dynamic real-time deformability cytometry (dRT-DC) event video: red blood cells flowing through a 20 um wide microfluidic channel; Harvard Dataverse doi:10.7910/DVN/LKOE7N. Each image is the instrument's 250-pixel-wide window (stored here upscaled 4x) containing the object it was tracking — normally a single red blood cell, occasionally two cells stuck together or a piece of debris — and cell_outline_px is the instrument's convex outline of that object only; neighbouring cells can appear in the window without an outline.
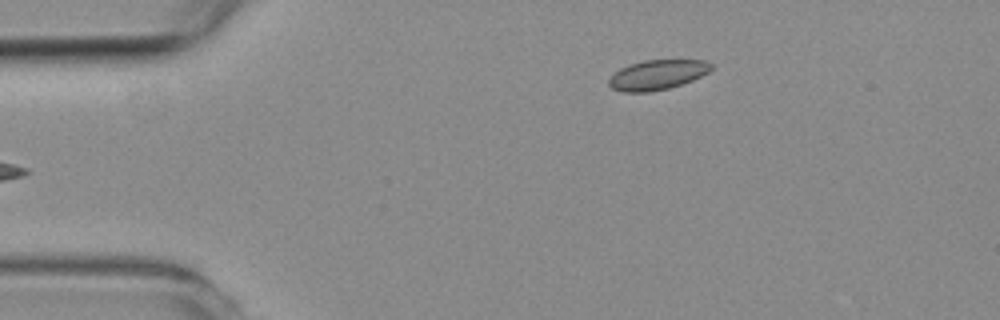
{"species": "common noctule bat (a hibernating species)", "species_latin": "Nyctalus noctula", "temperature_condition": "room temperature", "stored_images_in_passage": 5, "camera_frame_rate_fps": 3000, "um_per_image_px": 0.085, "animal": {"sex": "female", "body_mass_g": 19.3, "forearm_length_mm": 54.1}, "frame": {"image": 1, "passage_image": 5, "time_ms": 4.667, "image_size_px": [1000, 320], "cell_outline_px": [[712, 68], [708, 72], [692, 80], [668, 88], [648, 92], [624, 92], [612, 88], [608, 84], [608, 80], [620, 68], [628, 64], [644, 60], [704, 60], [712, 64]], "centroid_in_image_um": [55.85, 6.35], "position_along_channel_um": 29.1, "area_um2": 17.63}}